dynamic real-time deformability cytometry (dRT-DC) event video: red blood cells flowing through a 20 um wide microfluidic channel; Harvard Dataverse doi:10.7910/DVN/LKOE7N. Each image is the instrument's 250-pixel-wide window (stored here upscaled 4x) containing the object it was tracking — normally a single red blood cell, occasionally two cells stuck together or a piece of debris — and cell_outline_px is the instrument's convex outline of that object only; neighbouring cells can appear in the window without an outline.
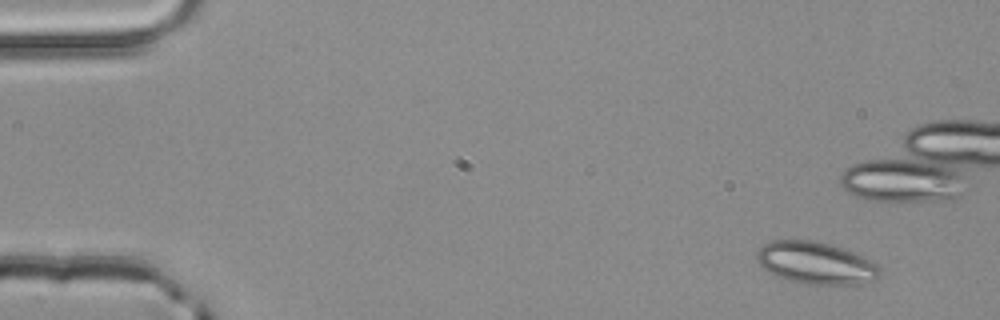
{"species": "common noctule bat (a hibernating species)", "species_latin": "Nyctalus noctula", "temperature_condition": "room temperature", "stored_images_in_passage": 6, "camera_frame_rate_fps": 3000, "um_per_image_px": 0.085, "animal": {"sex": "male", "body_mass_g": 20.4}, "frame": {"image": 1, "passage_image": 1, "time_ms": 0.0, "image_size_px": [1000, 320], "cell_outline_px": [[880, 276], [876, 280], [860, 284], [804, 284], [788, 280], [764, 268], [756, 260], [756, 252], [764, 244], [772, 240], [812, 240], [832, 244], [844, 248], [864, 256], [872, 260], [880, 268]], "centroid_in_image_um": [69.39, 22.34], "position_along_channel_um": 15.6, "area_um2": 30.35}}